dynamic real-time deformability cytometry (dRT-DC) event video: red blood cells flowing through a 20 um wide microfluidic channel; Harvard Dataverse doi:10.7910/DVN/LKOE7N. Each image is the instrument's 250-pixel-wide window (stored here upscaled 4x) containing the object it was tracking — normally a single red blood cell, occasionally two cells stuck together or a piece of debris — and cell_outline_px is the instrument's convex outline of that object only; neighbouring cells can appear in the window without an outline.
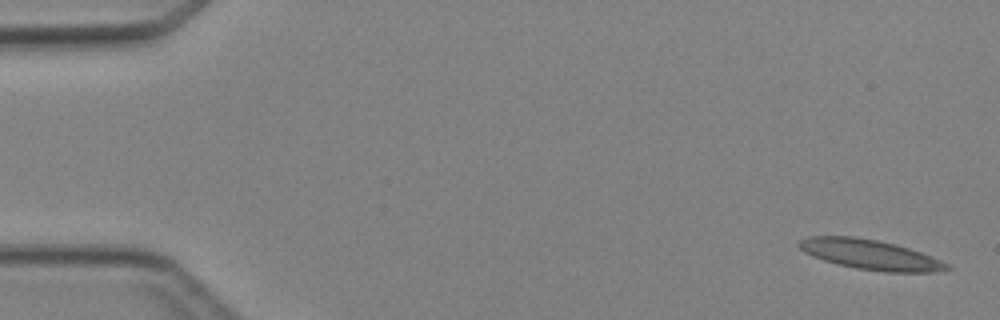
{"species": "Egyptian fruit bat (a non-hibernating species)", "species_latin": "Rousettus aegyptiacus", "temperature_condition": "cold", "stored_images_in_passage": 4, "camera_frame_rate_fps": 3000, "um_per_image_px": 0.085, "animal": {"sex": "female"}, "frame": {"image": 1, "passage_image": 1, "time_ms": 0.0, "image_size_px": [1000, 320], "cell_outline_px": [[952, 268], [936, 272], [884, 272], [856, 268], [836, 264], [812, 256], [804, 252], [796, 244], [800, 240], [808, 236], [852, 236], [876, 240], [896, 244], [932, 256], [948, 264]], "centroid_in_image_um": [73.95, 21.64], "position_along_channel_um": 11.0, "area_um2": 25.78}}
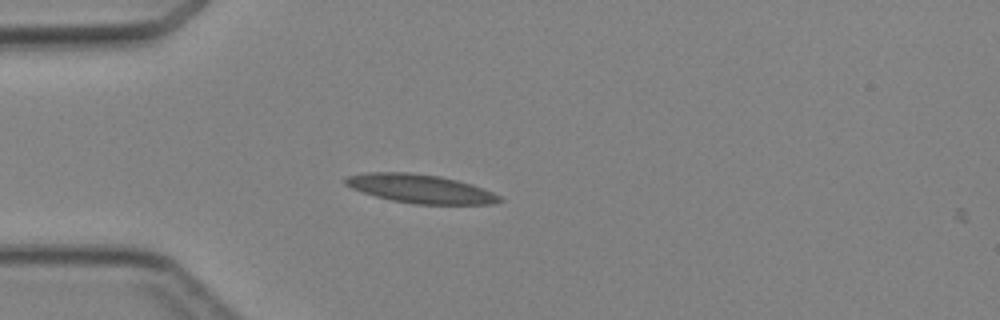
{"frame": {"image": 2, "passage_image": 4, "time_ms": 3.667, "image_size_px": [1000, 320], "cell_outline_px": [[504, 200], [492, 204], [416, 204], [392, 200], [376, 196], [352, 188], [344, 184], [344, 180], [348, 176], [368, 172], [408, 172], [440, 176], [472, 184], [492, 192], [500, 196]], "centroid_in_image_um": [35.74, 16.04], "position_along_channel_um": 49.3, "area_um2": 25.55}}